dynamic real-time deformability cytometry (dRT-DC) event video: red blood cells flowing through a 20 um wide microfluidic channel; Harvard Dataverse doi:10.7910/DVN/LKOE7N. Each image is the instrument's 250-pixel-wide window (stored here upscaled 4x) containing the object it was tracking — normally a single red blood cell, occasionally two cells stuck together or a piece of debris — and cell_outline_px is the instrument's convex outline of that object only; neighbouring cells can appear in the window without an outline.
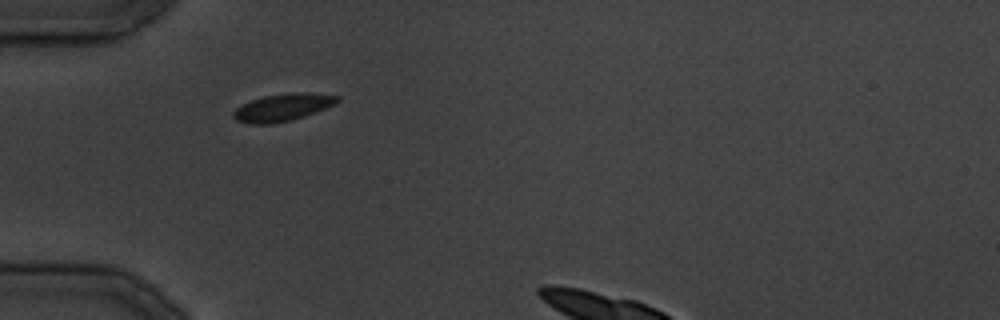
{"species": "common noctule bat (a hibernating species)", "species_latin": "Nyctalus noctula", "temperature_condition": "cold", "stored_images_in_passage": 22, "camera_frame_rate_fps": 3000, "um_per_image_px": 0.085, "animal": {"sex": "male", "body_mass_g": 19.5, "forearm_length_mm": 54.6}, "frame": {"image": 1, "passage_image": 1, "time_ms": 0.0, "image_size_px": [1000, 320], "cell_outline_px": [[340, 100], [336, 104], [304, 116], [292, 120], [272, 124], [248, 124], [236, 120], [232, 116], [232, 112], [240, 104], [264, 96], [288, 92], [300, 92], [340, 96]], "centroid_in_image_um": [23.99, 9.13], "position_along_channel_um": 61.0, "area_um2": 16.7}}
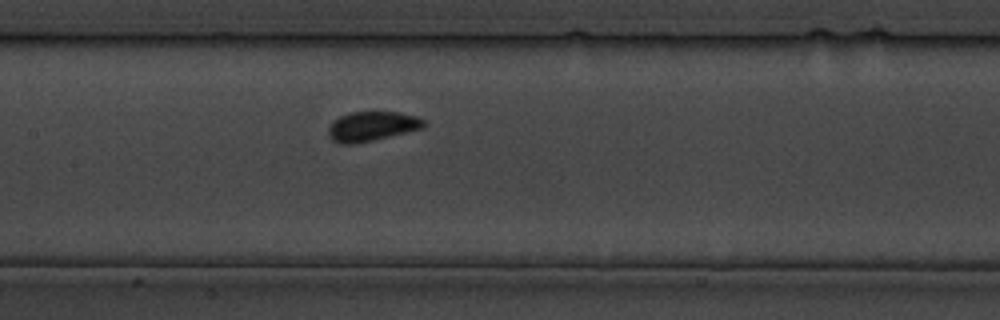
{"frame": {"image": 2, "passage_image": 7, "time_ms": 7.667, "image_size_px": [1000, 320], "cell_outline_px": [[428, 124], [424, 128], [372, 140], [352, 144], [340, 144], [332, 140], [328, 136], [328, 128], [340, 116], [352, 112], [396, 112], [416, 116], [424, 120]], "centroid_in_image_um": [31.63, 10.74], "position_along_channel_um": 175.8, "area_um2": 16.3}}
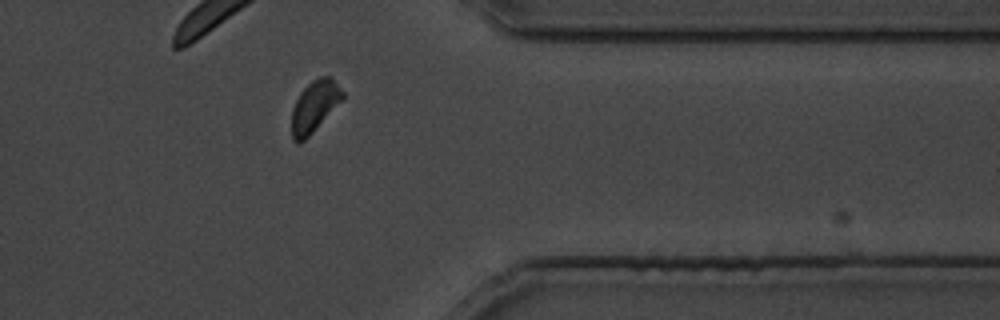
{"frame": {"image": 3, "passage_image": 18, "time_ms": 21.667, "image_size_px": [1000, 320], "cell_outline_px": [[344, 96], [312, 132], [300, 144], [296, 144], [292, 140], [292, 108], [300, 92], [312, 80], [320, 76], [332, 76], [344, 92]], "centroid_in_image_um": [26.71, 9.02], "position_along_channel_um": 384.7, "area_um2": 14.97}}